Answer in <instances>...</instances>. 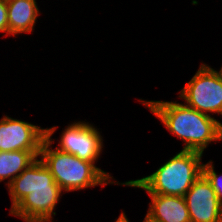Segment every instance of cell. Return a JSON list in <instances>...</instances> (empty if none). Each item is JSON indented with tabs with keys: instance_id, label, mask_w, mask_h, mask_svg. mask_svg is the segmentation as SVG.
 I'll return each instance as SVG.
<instances>
[{
	"instance_id": "obj_10",
	"label": "cell",
	"mask_w": 222,
	"mask_h": 222,
	"mask_svg": "<svg viewBox=\"0 0 222 222\" xmlns=\"http://www.w3.org/2000/svg\"><path fill=\"white\" fill-rule=\"evenodd\" d=\"M147 215L159 222H191L188 208L183 196L148 194Z\"/></svg>"
},
{
	"instance_id": "obj_6",
	"label": "cell",
	"mask_w": 222,
	"mask_h": 222,
	"mask_svg": "<svg viewBox=\"0 0 222 222\" xmlns=\"http://www.w3.org/2000/svg\"><path fill=\"white\" fill-rule=\"evenodd\" d=\"M94 125L86 119L69 123L62 130L55 148L92 162L96 166L105 146L102 132Z\"/></svg>"
},
{
	"instance_id": "obj_4",
	"label": "cell",
	"mask_w": 222,
	"mask_h": 222,
	"mask_svg": "<svg viewBox=\"0 0 222 222\" xmlns=\"http://www.w3.org/2000/svg\"><path fill=\"white\" fill-rule=\"evenodd\" d=\"M202 157L197 151L180 150L150 175L127 180L124 186L142 189L147 194L184 196L202 175Z\"/></svg>"
},
{
	"instance_id": "obj_3",
	"label": "cell",
	"mask_w": 222,
	"mask_h": 222,
	"mask_svg": "<svg viewBox=\"0 0 222 222\" xmlns=\"http://www.w3.org/2000/svg\"><path fill=\"white\" fill-rule=\"evenodd\" d=\"M57 128V125L45 128V139L41 144L39 158L64 193L84 191L96 186H124V182L117 181L111 173L95 166L92 162L54 148L56 138L54 140L52 136Z\"/></svg>"
},
{
	"instance_id": "obj_15",
	"label": "cell",
	"mask_w": 222,
	"mask_h": 222,
	"mask_svg": "<svg viewBox=\"0 0 222 222\" xmlns=\"http://www.w3.org/2000/svg\"><path fill=\"white\" fill-rule=\"evenodd\" d=\"M142 222H159V221H156V220L150 218V217L146 214Z\"/></svg>"
},
{
	"instance_id": "obj_16",
	"label": "cell",
	"mask_w": 222,
	"mask_h": 222,
	"mask_svg": "<svg viewBox=\"0 0 222 222\" xmlns=\"http://www.w3.org/2000/svg\"><path fill=\"white\" fill-rule=\"evenodd\" d=\"M219 71H220V72H221V74H222V64H221V67H220Z\"/></svg>"
},
{
	"instance_id": "obj_9",
	"label": "cell",
	"mask_w": 222,
	"mask_h": 222,
	"mask_svg": "<svg viewBox=\"0 0 222 222\" xmlns=\"http://www.w3.org/2000/svg\"><path fill=\"white\" fill-rule=\"evenodd\" d=\"M40 14L37 0H7L9 36L34 32Z\"/></svg>"
},
{
	"instance_id": "obj_2",
	"label": "cell",
	"mask_w": 222,
	"mask_h": 222,
	"mask_svg": "<svg viewBox=\"0 0 222 222\" xmlns=\"http://www.w3.org/2000/svg\"><path fill=\"white\" fill-rule=\"evenodd\" d=\"M166 130L183 143L182 150L204 154L209 144L222 141V122L215 117L200 113L184 102L138 99Z\"/></svg>"
},
{
	"instance_id": "obj_13",
	"label": "cell",
	"mask_w": 222,
	"mask_h": 222,
	"mask_svg": "<svg viewBox=\"0 0 222 222\" xmlns=\"http://www.w3.org/2000/svg\"><path fill=\"white\" fill-rule=\"evenodd\" d=\"M0 33H3V38L9 36L7 0H0Z\"/></svg>"
},
{
	"instance_id": "obj_11",
	"label": "cell",
	"mask_w": 222,
	"mask_h": 222,
	"mask_svg": "<svg viewBox=\"0 0 222 222\" xmlns=\"http://www.w3.org/2000/svg\"><path fill=\"white\" fill-rule=\"evenodd\" d=\"M40 151L0 152V183L7 187L18 175L28 168L37 158Z\"/></svg>"
},
{
	"instance_id": "obj_5",
	"label": "cell",
	"mask_w": 222,
	"mask_h": 222,
	"mask_svg": "<svg viewBox=\"0 0 222 222\" xmlns=\"http://www.w3.org/2000/svg\"><path fill=\"white\" fill-rule=\"evenodd\" d=\"M178 99L200 113L222 117V74L201 62L192 78L178 92Z\"/></svg>"
},
{
	"instance_id": "obj_8",
	"label": "cell",
	"mask_w": 222,
	"mask_h": 222,
	"mask_svg": "<svg viewBox=\"0 0 222 222\" xmlns=\"http://www.w3.org/2000/svg\"><path fill=\"white\" fill-rule=\"evenodd\" d=\"M183 197L191 222H222V203L203 174Z\"/></svg>"
},
{
	"instance_id": "obj_1",
	"label": "cell",
	"mask_w": 222,
	"mask_h": 222,
	"mask_svg": "<svg viewBox=\"0 0 222 222\" xmlns=\"http://www.w3.org/2000/svg\"><path fill=\"white\" fill-rule=\"evenodd\" d=\"M7 190L12 203L9 214L24 222H54L55 208L64 194L40 158L18 175Z\"/></svg>"
},
{
	"instance_id": "obj_14",
	"label": "cell",
	"mask_w": 222,
	"mask_h": 222,
	"mask_svg": "<svg viewBox=\"0 0 222 222\" xmlns=\"http://www.w3.org/2000/svg\"><path fill=\"white\" fill-rule=\"evenodd\" d=\"M114 222H130V220L127 218V215L124 211H122L118 218L115 219Z\"/></svg>"
},
{
	"instance_id": "obj_12",
	"label": "cell",
	"mask_w": 222,
	"mask_h": 222,
	"mask_svg": "<svg viewBox=\"0 0 222 222\" xmlns=\"http://www.w3.org/2000/svg\"><path fill=\"white\" fill-rule=\"evenodd\" d=\"M202 174L211 183L218 200L222 203V173L219 174L216 172L214 161L209 160L208 162L203 163Z\"/></svg>"
},
{
	"instance_id": "obj_7",
	"label": "cell",
	"mask_w": 222,
	"mask_h": 222,
	"mask_svg": "<svg viewBox=\"0 0 222 222\" xmlns=\"http://www.w3.org/2000/svg\"><path fill=\"white\" fill-rule=\"evenodd\" d=\"M45 128L9 115L0 119V152L40 151Z\"/></svg>"
}]
</instances>
